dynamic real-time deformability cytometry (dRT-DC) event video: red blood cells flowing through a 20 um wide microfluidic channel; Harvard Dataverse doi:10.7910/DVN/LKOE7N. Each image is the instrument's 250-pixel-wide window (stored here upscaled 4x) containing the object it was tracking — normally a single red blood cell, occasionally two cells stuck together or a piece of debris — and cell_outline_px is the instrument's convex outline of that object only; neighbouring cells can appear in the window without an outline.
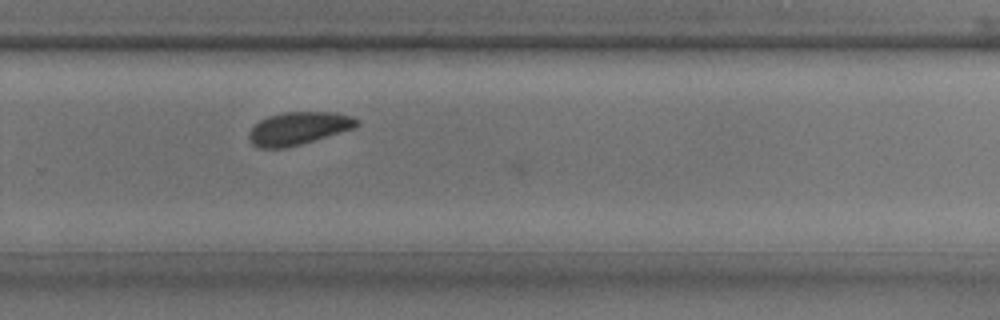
{"species": "common noctule bat (a hibernating species)", "species_latin": "Nyctalus noctula", "temperature_condition": "room temperature", "stored_images_in_passage": 24, "camera_frame_rate_fps": 3000, "um_per_image_px": 0.085, "animal": {"sex": "male", "body_mass_g": 17.9, "forearm_length_mm": 54.2}, "frame": {"image": 1, "passage_image": 13, "time_ms": 4.0, "image_size_px": [1000, 320], "cell_outline_px": [[360, 124], [352, 128], [288, 148], [260, 148], [252, 144], [248, 140], [248, 132], [260, 120], [268, 116], [284, 112], [332, 112], [352, 116], [360, 120]], "centroid_in_image_um": [25.34, 10.91], "position_along_channel_um": 304.5, "area_um2": 20.52}}